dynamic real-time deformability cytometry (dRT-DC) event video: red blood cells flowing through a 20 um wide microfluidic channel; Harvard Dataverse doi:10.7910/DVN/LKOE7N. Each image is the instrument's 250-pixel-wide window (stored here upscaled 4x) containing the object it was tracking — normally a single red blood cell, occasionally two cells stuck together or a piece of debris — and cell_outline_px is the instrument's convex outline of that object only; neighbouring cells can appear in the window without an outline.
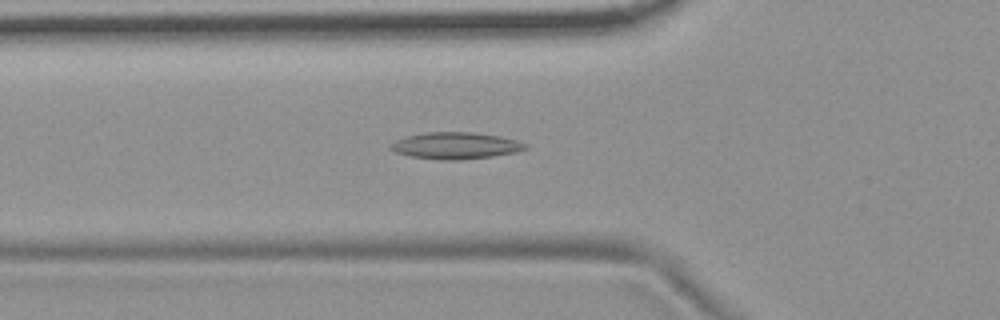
{"species": "common noctule bat (a hibernating species)", "species_latin": "Nyctalus noctula", "temperature_condition": "room temperature", "stored_images_in_passage": 54, "camera_frame_rate_fps": 3000, "um_per_image_px": 0.085, "animal": {"sex": "female", "body_mass_g": 19.9}, "frame": {"image": 1, "passage_image": 19, "time_ms": 6.0, "image_size_px": [1000, 320], "cell_outline_px": [[528, 148], [516, 152], [492, 156], [460, 160], [444, 160], [412, 156], [396, 152], [388, 148], [388, 144], [404, 136], [424, 132], [472, 132], [500, 136], [516, 140], [528, 144]], "centroid_in_image_um": [38.71, 12.37], "position_along_channel_um": 87.1, "area_um2": 21.04}}
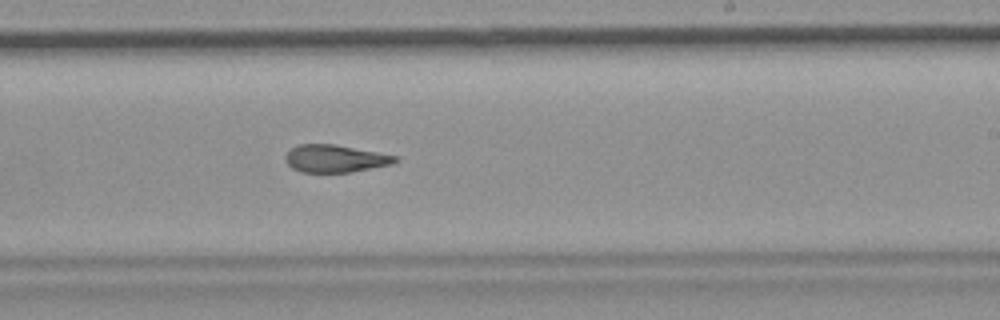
{"frame": {"image": 2, "passage_image": 33, "time_ms": 10.667, "image_size_px": [1000, 320], "cell_outline_px": [[400, 160], [392, 164], [352, 172], [300, 172], [292, 168], [284, 160], [284, 156], [292, 148], [300, 144], [332, 144], [400, 156]], "centroid_in_image_um": [28.51, 13.48], "position_along_channel_um": 260.5, "area_um2": 17.63}}
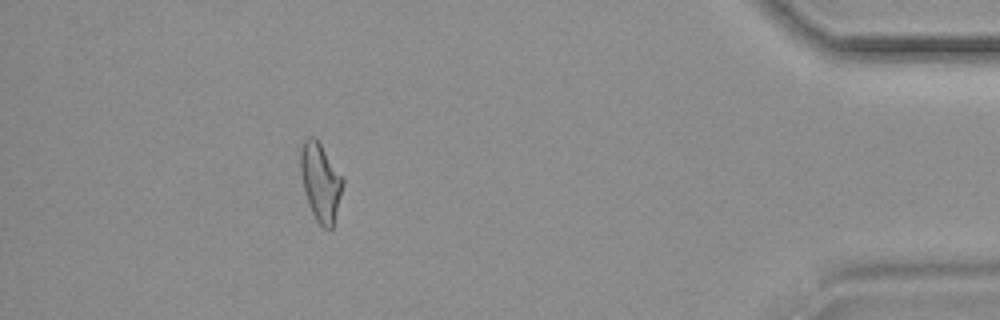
{"frame": {"image": 3, "passage_image": 49, "time_ms": 16.0, "image_size_px": [1000, 320], "cell_outline_px": [[344, 184], [332, 228], [324, 228], [316, 220], [308, 204], [300, 172], [300, 148], [304, 140], [308, 136], [316, 136], [344, 180]], "centroid_in_image_um": [27.23, 15.42], "position_along_channel_um": 408.0, "area_um2": 19.13}, "authors_computed_cell_mechanics": {"area_um2": 19.2185, "velocity_mm_per_s": 3.7199, "shape_relaxation_time_tau1_ms": null, "shape_relaxation_time_tau2_ms": 3.1699, "deformation_change_tau1": null, "deformation_change_tau2": 0.1227}}